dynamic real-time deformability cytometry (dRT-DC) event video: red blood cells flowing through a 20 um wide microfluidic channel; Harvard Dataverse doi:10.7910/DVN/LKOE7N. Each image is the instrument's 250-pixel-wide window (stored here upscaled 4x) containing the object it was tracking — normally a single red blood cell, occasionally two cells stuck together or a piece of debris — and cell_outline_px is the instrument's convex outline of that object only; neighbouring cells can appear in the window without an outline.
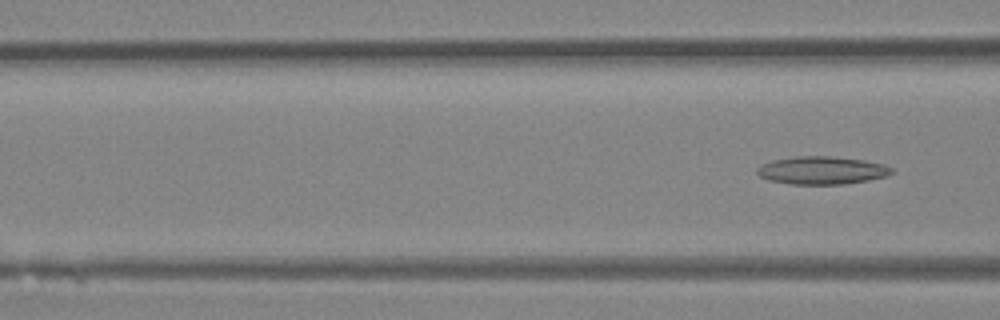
{"species": "Egyptian fruit bat (a non-hibernating species)", "species_latin": "Rousettus aegyptiacus", "temperature_condition": "room temperature", "stored_images_in_passage": 6, "segment_of_instrument_passage": [2, 2], "camera_frame_rate_fps": 3000, "um_per_image_px": 0.085, "animal": {"sex": "female"}, "frame": {"image": 1, "passage_image": 6, "time_ms": 1.667, "image_size_px": [1000, 320], "cell_outline_px": [[896, 172], [888, 176], [868, 180], [844, 184], [788, 184], [768, 180], [760, 176], [756, 172], [756, 168], [760, 164], [772, 160], [796, 156], [832, 156], [864, 160], [884, 164], [892, 168]], "centroid_in_image_um": [69.86, 14.48], "position_along_channel_um": 96.7, "area_um2": 22.14}}